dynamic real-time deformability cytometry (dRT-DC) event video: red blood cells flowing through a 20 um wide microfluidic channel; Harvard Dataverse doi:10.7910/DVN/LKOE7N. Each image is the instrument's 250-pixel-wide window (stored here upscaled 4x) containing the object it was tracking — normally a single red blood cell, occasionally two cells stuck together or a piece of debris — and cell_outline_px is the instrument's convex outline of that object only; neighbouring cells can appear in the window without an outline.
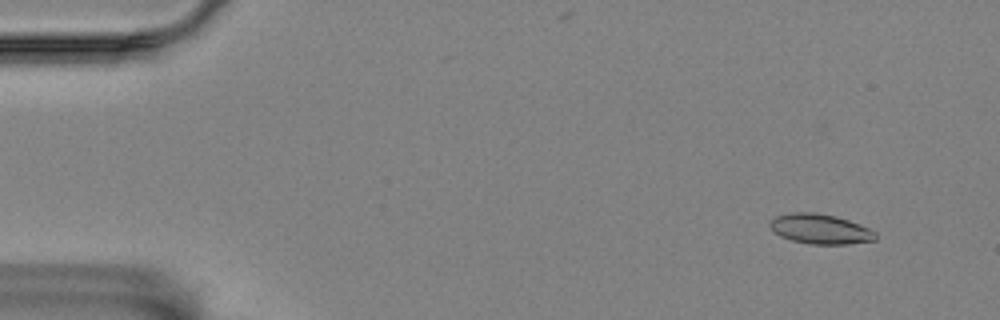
{"species": "Egyptian fruit bat (a non-hibernating species)", "species_latin": "Rousettus aegyptiacus", "temperature_condition": "room temperature", "stored_images_in_passage": 8, "camera_frame_rate_fps": 3000, "um_per_image_px": 0.085, "animal": {"sex": "female"}, "frame": {"image": 1, "passage_image": 2, "time_ms": 1.0, "image_size_px": [1000, 320], "cell_outline_px": [[876, 240], [848, 244], [812, 244], [792, 240], [780, 236], [768, 224], [776, 216], [792, 212], [816, 212], [836, 216], [848, 220], [868, 228], [876, 232]], "centroid_in_image_um": [69.73, 19.46], "position_along_channel_um": 15.3, "area_um2": 18.26}}
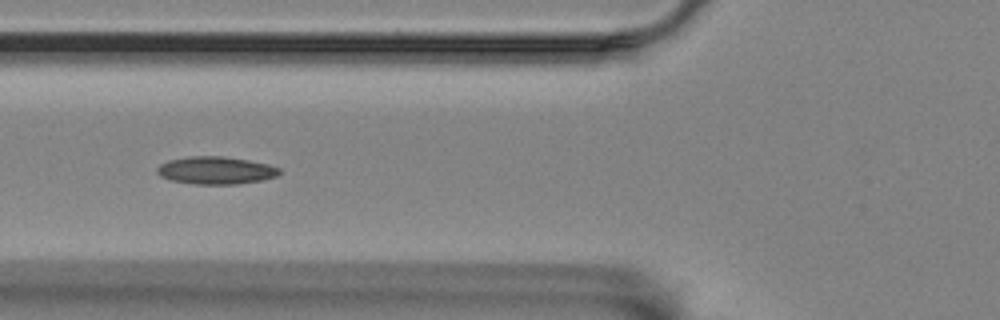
{"frame": {"image": 2, "passage_image": 6, "time_ms": 6.667, "image_size_px": [1000, 320], "cell_outline_px": [[280, 172], [276, 176], [260, 180], [236, 184], [192, 184], [168, 180], [160, 176], [156, 172], [156, 168], [160, 164], [168, 160], [188, 156], [220, 156], [248, 160], [268, 164], [280, 168]], "centroid_in_image_um": [18.28, 14.48], "position_along_channel_um": 107.5, "area_um2": 19.71}}
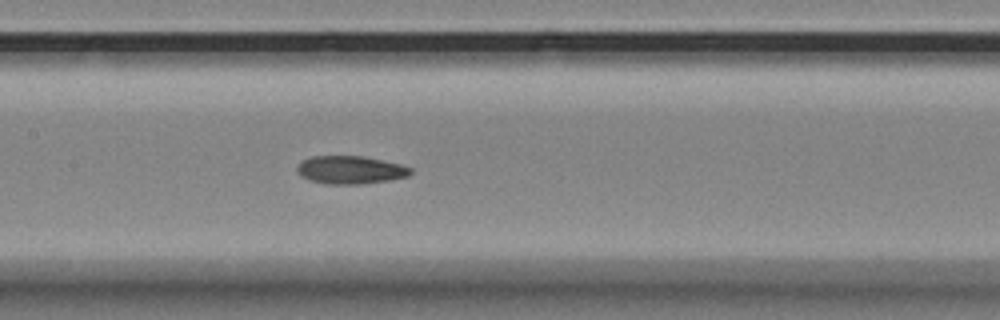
{"frame": {"image": 3, "passage_image": 8, "time_ms": 8.667, "image_size_px": [1000, 320], "cell_outline_px": [[412, 172], [408, 176], [388, 180], [360, 184], [324, 184], [308, 180], [300, 176], [296, 172], [296, 168], [304, 160], [312, 156], [364, 156], [400, 164], [412, 168]], "centroid_in_image_um": [29.76, 14.45], "position_along_channel_um": 177.6, "area_um2": 18.55}}